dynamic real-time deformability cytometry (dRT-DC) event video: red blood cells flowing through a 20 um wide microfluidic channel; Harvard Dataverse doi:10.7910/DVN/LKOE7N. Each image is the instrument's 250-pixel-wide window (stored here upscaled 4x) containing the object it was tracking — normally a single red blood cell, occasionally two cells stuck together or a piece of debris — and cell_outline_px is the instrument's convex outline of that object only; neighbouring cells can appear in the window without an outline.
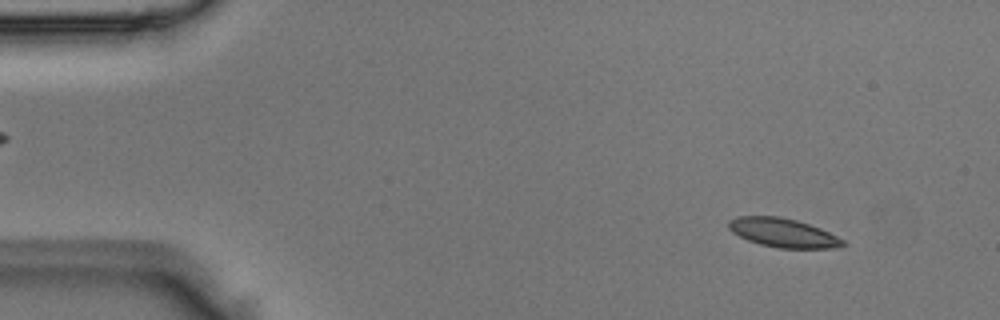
{"species": "Egyptian fruit bat (a non-hibernating species)", "species_latin": "Rousettus aegyptiacus", "temperature_condition": "room temperature", "stored_images_in_passage": 50, "camera_frame_rate_fps": 3000, "um_per_image_px": 0.085, "animal": {"sex": "male"}, "frame": {"image": 1, "passage_image": 5, "time_ms": 1.333, "image_size_px": [1000, 320], "cell_outline_px": [[848, 244], [840, 248], [776, 248], [760, 244], [748, 240], [732, 232], [728, 228], [728, 220], [736, 216], [780, 216], [796, 220], [820, 228], [844, 240]], "centroid_in_image_um": [66.56, 19.79], "position_along_channel_um": 18.4, "area_um2": 19.36}}
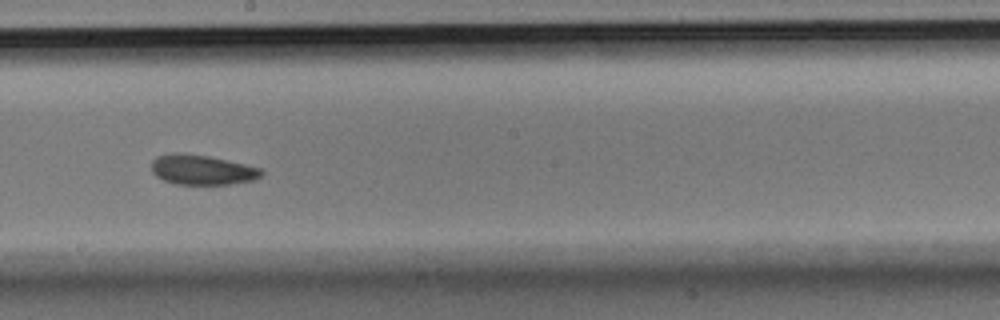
{"frame": {"image": 2, "passage_image": 28, "time_ms": 9.0, "image_size_px": [1000, 320], "cell_outline_px": [[264, 172], [260, 176], [252, 180], [228, 184], [176, 184], [164, 180], [156, 176], [152, 172], [152, 160], [156, 156], [172, 152], [184, 152], [208, 156], [244, 164], [260, 168]], "centroid_in_image_um": [17.12, 14.41], "position_along_channel_um": 231.1, "area_um2": 19.13}}
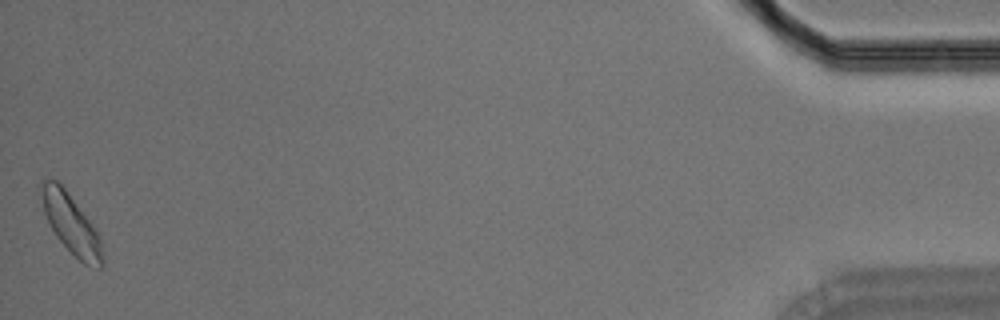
{"frame": {"image": 3, "passage_image": 50, "time_ms": 16.333, "image_size_px": [1000, 320], "cell_outline_px": [[104, 264], [100, 268], [84, 264], [56, 236], [48, 224], [44, 212], [36, 184], [44, 180], [56, 180], [64, 188], [92, 224], [100, 236], [104, 260]], "centroid_in_image_um": [6.0, 19.0], "position_along_channel_um": 429.2, "area_um2": 21.15}}